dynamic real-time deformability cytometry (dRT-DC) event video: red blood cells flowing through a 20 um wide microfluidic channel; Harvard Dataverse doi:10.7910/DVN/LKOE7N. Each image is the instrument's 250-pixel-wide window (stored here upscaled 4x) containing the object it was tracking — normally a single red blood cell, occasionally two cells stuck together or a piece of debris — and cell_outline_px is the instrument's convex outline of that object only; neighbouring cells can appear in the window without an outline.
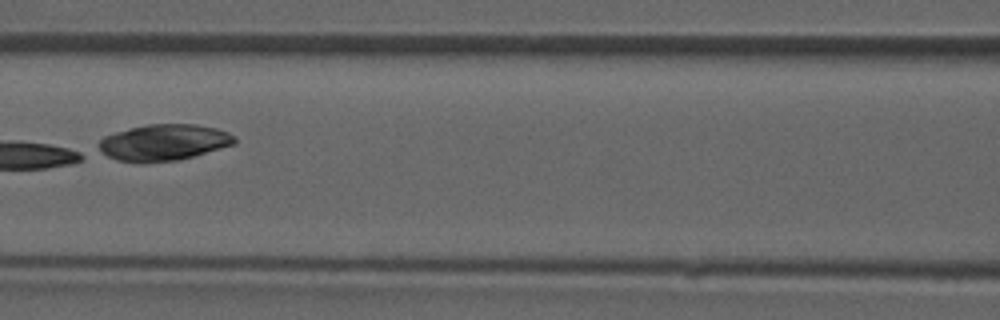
{"species": "common noctule bat (a hibernating species)", "species_latin": "Nyctalus noctula", "temperature_condition": "room temperature", "stored_images_in_passage": 7, "camera_frame_rate_fps": 3000, "um_per_image_px": 0.085, "animal": {"sex": "male", "forearm_length_mm": 52.5}, "frame": {"image": 1, "passage_image": 6, "time_ms": 5.667, "image_size_px": [1000, 320], "cell_outline_px": [[236, 144], [180, 160], [144, 164], [116, 160], [100, 152], [100, 140], [104, 136], [116, 132], [148, 124], [196, 124], [216, 128], [228, 132], [236, 136]], "centroid_in_image_um": [13.95, 12.13], "position_along_channel_um": 152.6, "area_um2": 29.02}}